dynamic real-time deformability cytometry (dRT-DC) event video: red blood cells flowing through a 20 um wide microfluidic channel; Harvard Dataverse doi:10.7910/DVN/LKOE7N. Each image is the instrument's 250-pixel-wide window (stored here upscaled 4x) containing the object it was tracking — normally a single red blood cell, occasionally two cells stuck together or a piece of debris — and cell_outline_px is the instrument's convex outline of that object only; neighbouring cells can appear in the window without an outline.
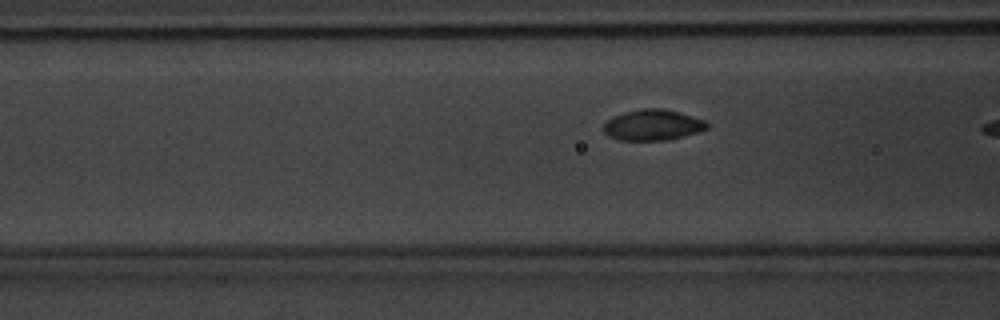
{"species": "common noctule bat (a hibernating species)", "species_latin": "Nyctalus noctula", "temperature_condition": "warm", "stored_images_in_passage": 8, "camera_frame_rate_fps": 3000, "um_per_image_px": 0.085, "animal": {"sex": "male", "body_mass_g": 20.1, "forearm_length_mm": 53.5}, "frame": {"image": 1, "passage_image": 8, "time_ms": 9.0, "image_size_px": [1000, 320], "cell_outline_px": [[708, 128], [696, 132], [668, 140], [620, 140], [608, 136], [600, 128], [608, 120], [624, 112], [640, 108], [664, 108], [692, 116], [704, 120], [708, 124]], "centroid_in_image_um": [55.44, 10.62], "position_along_channel_um": 111.2, "area_um2": 18.5}}